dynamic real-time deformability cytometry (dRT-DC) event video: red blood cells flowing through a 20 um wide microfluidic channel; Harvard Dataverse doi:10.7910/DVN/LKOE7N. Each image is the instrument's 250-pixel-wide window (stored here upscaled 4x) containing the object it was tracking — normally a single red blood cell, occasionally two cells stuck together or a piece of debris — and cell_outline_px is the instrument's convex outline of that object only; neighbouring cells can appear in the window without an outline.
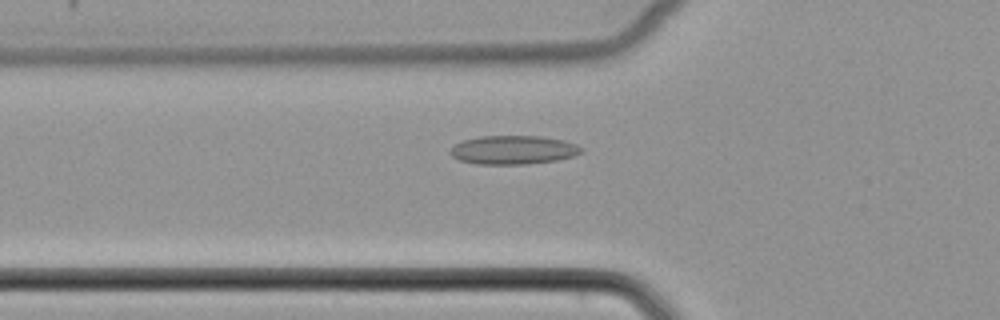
{"species": "common noctule bat (a hibernating species)", "species_latin": "Nyctalus noctula", "temperature_condition": "cold", "stored_images_in_passage": 52, "camera_frame_rate_fps": 3000, "um_per_image_px": 0.085, "animal": {"sex": "female", "body_mass_g": 22.7, "forearm_length_mm": 54.2}, "frame": {"image": 1, "passage_image": 19, "time_ms": 6.0, "image_size_px": [1000, 320], "cell_outline_px": [[584, 148], [580, 152], [572, 156], [556, 160], [524, 164], [476, 164], [460, 160], [452, 156], [448, 152], [456, 144], [464, 140], [480, 136], [540, 136], [564, 140], [576, 144]], "centroid_in_image_um": [43.62, 12.74], "position_along_channel_um": 82.2, "area_um2": 21.79}}
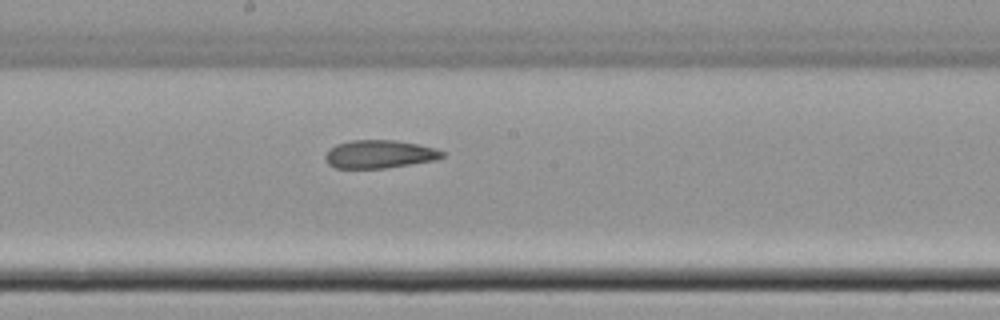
{"frame": {"image": 2, "passage_image": 29, "time_ms": 9.333, "image_size_px": [1000, 320], "cell_outline_px": [[444, 156], [436, 160], [384, 168], [336, 168], [328, 164], [324, 160], [324, 156], [328, 148], [336, 144], [352, 140], [396, 140], [436, 148], [444, 152]], "centroid_in_image_um": [32.21, 13.1], "position_along_channel_um": 216.0, "area_um2": 19.25}}
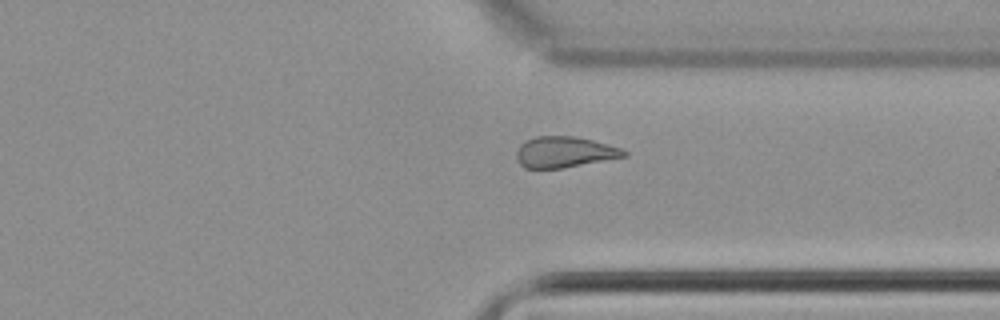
{"frame": {"image": 3, "passage_image": 40, "time_ms": 13.0, "image_size_px": [1000, 320], "cell_outline_px": [[628, 156], [560, 168], [524, 168], [516, 160], [516, 152], [520, 144], [536, 136], [572, 136], [592, 140], [608, 144], [620, 148], [628, 152]], "centroid_in_image_um": [47.96, 12.92], "position_along_channel_um": 363.4, "area_um2": 19.25}}